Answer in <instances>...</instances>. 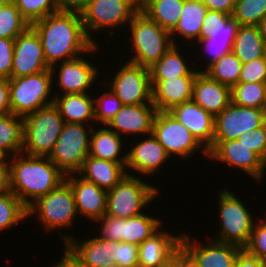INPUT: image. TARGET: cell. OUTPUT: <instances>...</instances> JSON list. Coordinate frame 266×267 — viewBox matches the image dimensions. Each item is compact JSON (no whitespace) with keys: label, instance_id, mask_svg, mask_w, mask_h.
<instances>
[{"label":"cell","instance_id":"d6a6232c","mask_svg":"<svg viewBox=\"0 0 266 267\" xmlns=\"http://www.w3.org/2000/svg\"><path fill=\"white\" fill-rule=\"evenodd\" d=\"M185 0H145L140 11L164 30L172 32L177 26Z\"/></svg>","mask_w":266,"mask_h":267},{"label":"cell","instance_id":"8fae6325","mask_svg":"<svg viewBox=\"0 0 266 267\" xmlns=\"http://www.w3.org/2000/svg\"><path fill=\"white\" fill-rule=\"evenodd\" d=\"M152 133L170 157L190 158L200 148L205 158L208 157V150L169 111L156 112Z\"/></svg>","mask_w":266,"mask_h":267},{"label":"cell","instance_id":"ac0fdd59","mask_svg":"<svg viewBox=\"0 0 266 267\" xmlns=\"http://www.w3.org/2000/svg\"><path fill=\"white\" fill-rule=\"evenodd\" d=\"M156 112L154 104L124 105L106 126L120 136L123 134L146 136L152 134Z\"/></svg>","mask_w":266,"mask_h":267},{"label":"cell","instance_id":"03108f58","mask_svg":"<svg viewBox=\"0 0 266 267\" xmlns=\"http://www.w3.org/2000/svg\"><path fill=\"white\" fill-rule=\"evenodd\" d=\"M145 0H138L139 5H141Z\"/></svg>","mask_w":266,"mask_h":267},{"label":"cell","instance_id":"44dd1931","mask_svg":"<svg viewBox=\"0 0 266 267\" xmlns=\"http://www.w3.org/2000/svg\"><path fill=\"white\" fill-rule=\"evenodd\" d=\"M58 72V86L63 94L73 93H89L87 90L91 88L93 83L97 80L98 74H100L96 66L91 64V61L81 57L75 59L60 62ZM95 80V81H94Z\"/></svg>","mask_w":266,"mask_h":267},{"label":"cell","instance_id":"ee69618b","mask_svg":"<svg viewBox=\"0 0 266 267\" xmlns=\"http://www.w3.org/2000/svg\"><path fill=\"white\" fill-rule=\"evenodd\" d=\"M237 140L255 152L266 163V123L241 135Z\"/></svg>","mask_w":266,"mask_h":267},{"label":"cell","instance_id":"91938a15","mask_svg":"<svg viewBox=\"0 0 266 267\" xmlns=\"http://www.w3.org/2000/svg\"><path fill=\"white\" fill-rule=\"evenodd\" d=\"M259 32L261 33V36L266 44V16L259 22L257 25Z\"/></svg>","mask_w":266,"mask_h":267},{"label":"cell","instance_id":"ffe728a7","mask_svg":"<svg viewBox=\"0 0 266 267\" xmlns=\"http://www.w3.org/2000/svg\"><path fill=\"white\" fill-rule=\"evenodd\" d=\"M146 137L148 138L132 146L127 153L125 166L127 174L129 173V169H132L134 172L140 173V175H145V177L146 175L152 176L170 158L165 148L159 143L153 133Z\"/></svg>","mask_w":266,"mask_h":267},{"label":"cell","instance_id":"2e32d148","mask_svg":"<svg viewBox=\"0 0 266 267\" xmlns=\"http://www.w3.org/2000/svg\"><path fill=\"white\" fill-rule=\"evenodd\" d=\"M190 238L182 233L181 250L197 267H235L237 257L243 250L239 246L212 239L206 244H195Z\"/></svg>","mask_w":266,"mask_h":267},{"label":"cell","instance_id":"ba28073f","mask_svg":"<svg viewBox=\"0 0 266 267\" xmlns=\"http://www.w3.org/2000/svg\"><path fill=\"white\" fill-rule=\"evenodd\" d=\"M89 126V127H88ZM93 125L65 123L48 158L65 174L78 173L89 155ZM87 128H89L87 130Z\"/></svg>","mask_w":266,"mask_h":267},{"label":"cell","instance_id":"c3c4849f","mask_svg":"<svg viewBox=\"0 0 266 267\" xmlns=\"http://www.w3.org/2000/svg\"><path fill=\"white\" fill-rule=\"evenodd\" d=\"M14 39L0 37V78H11Z\"/></svg>","mask_w":266,"mask_h":267},{"label":"cell","instance_id":"7dc6e473","mask_svg":"<svg viewBox=\"0 0 266 267\" xmlns=\"http://www.w3.org/2000/svg\"><path fill=\"white\" fill-rule=\"evenodd\" d=\"M101 223L100 236L103 239L122 242V218L103 215L96 220Z\"/></svg>","mask_w":266,"mask_h":267},{"label":"cell","instance_id":"74e56055","mask_svg":"<svg viewBox=\"0 0 266 267\" xmlns=\"http://www.w3.org/2000/svg\"><path fill=\"white\" fill-rule=\"evenodd\" d=\"M28 219L27 207L11 191L0 193V231Z\"/></svg>","mask_w":266,"mask_h":267},{"label":"cell","instance_id":"f1b7e54d","mask_svg":"<svg viewBox=\"0 0 266 267\" xmlns=\"http://www.w3.org/2000/svg\"><path fill=\"white\" fill-rule=\"evenodd\" d=\"M104 125L103 128L92 129L90 136L89 156L104 159L111 162L122 164L124 167L127 162V153L122 154V136L110 130Z\"/></svg>","mask_w":266,"mask_h":267},{"label":"cell","instance_id":"9c48e42d","mask_svg":"<svg viewBox=\"0 0 266 267\" xmlns=\"http://www.w3.org/2000/svg\"><path fill=\"white\" fill-rule=\"evenodd\" d=\"M27 212L28 217L37 213L38 220L48 231L69 228L77 215L71 186L66 181L62 182L47 195L39 197L27 208Z\"/></svg>","mask_w":266,"mask_h":267},{"label":"cell","instance_id":"e0dca14e","mask_svg":"<svg viewBox=\"0 0 266 267\" xmlns=\"http://www.w3.org/2000/svg\"><path fill=\"white\" fill-rule=\"evenodd\" d=\"M74 175V176H73ZM78 173L65 176V181L71 186L75 198L77 214L95 221L106 214L107 191L99 188L79 176Z\"/></svg>","mask_w":266,"mask_h":267},{"label":"cell","instance_id":"7bdbcfd3","mask_svg":"<svg viewBox=\"0 0 266 267\" xmlns=\"http://www.w3.org/2000/svg\"><path fill=\"white\" fill-rule=\"evenodd\" d=\"M255 222L248 245L244 248L249 254L266 261V223Z\"/></svg>","mask_w":266,"mask_h":267},{"label":"cell","instance_id":"6125c7cd","mask_svg":"<svg viewBox=\"0 0 266 267\" xmlns=\"http://www.w3.org/2000/svg\"><path fill=\"white\" fill-rule=\"evenodd\" d=\"M7 158L8 156L0 150V163L4 162Z\"/></svg>","mask_w":266,"mask_h":267},{"label":"cell","instance_id":"52a82bcc","mask_svg":"<svg viewBox=\"0 0 266 267\" xmlns=\"http://www.w3.org/2000/svg\"><path fill=\"white\" fill-rule=\"evenodd\" d=\"M154 185L128 173L111 190L107 191L106 215L127 219L142 214L159 194ZM143 208V210H142Z\"/></svg>","mask_w":266,"mask_h":267},{"label":"cell","instance_id":"3957f363","mask_svg":"<svg viewBox=\"0 0 266 267\" xmlns=\"http://www.w3.org/2000/svg\"><path fill=\"white\" fill-rule=\"evenodd\" d=\"M128 26L131 31V52L134 49V55L128 60L130 63L150 68L173 46L170 32L141 11Z\"/></svg>","mask_w":266,"mask_h":267},{"label":"cell","instance_id":"5bb4252c","mask_svg":"<svg viewBox=\"0 0 266 267\" xmlns=\"http://www.w3.org/2000/svg\"><path fill=\"white\" fill-rule=\"evenodd\" d=\"M50 68L45 60L41 40L29 26L14 39L11 78L37 74Z\"/></svg>","mask_w":266,"mask_h":267},{"label":"cell","instance_id":"6da1fadb","mask_svg":"<svg viewBox=\"0 0 266 267\" xmlns=\"http://www.w3.org/2000/svg\"><path fill=\"white\" fill-rule=\"evenodd\" d=\"M38 34L47 64L54 78L57 64L90 54L99 46L87 36L80 14L56 12L30 25ZM96 50V51H95ZM87 52V53H86Z\"/></svg>","mask_w":266,"mask_h":267},{"label":"cell","instance_id":"6f0895ef","mask_svg":"<svg viewBox=\"0 0 266 267\" xmlns=\"http://www.w3.org/2000/svg\"><path fill=\"white\" fill-rule=\"evenodd\" d=\"M105 252H106V259H110L111 261L115 262V256L117 252V241L107 240L105 239Z\"/></svg>","mask_w":266,"mask_h":267},{"label":"cell","instance_id":"cb8c5ba5","mask_svg":"<svg viewBox=\"0 0 266 267\" xmlns=\"http://www.w3.org/2000/svg\"><path fill=\"white\" fill-rule=\"evenodd\" d=\"M192 101L216 117L232 102L231 88L199 71L193 84Z\"/></svg>","mask_w":266,"mask_h":267},{"label":"cell","instance_id":"7a4b0ae2","mask_svg":"<svg viewBox=\"0 0 266 267\" xmlns=\"http://www.w3.org/2000/svg\"><path fill=\"white\" fill-rule=\"evenodd\" d=\"M65 176L48 156L25 153L10 156L11 192L27 208L39 197L56 189L65 181Z\"/></svg>","mask_w":266,"mask_h":267},{"label":"cell","instance_id":"5b68a950","mask_svg":"<svg viewBox=\"0 0 266 267\" xmlns=\"http://www.w3.org/2000/svg\"><path fill=\"white\" fill-rule=\"evenodd\" d=\"M219 231L213 240L221 243L233 244L244 249L250 240L255 222L243 201L226 188L219 194Z\"/></svg>","mask_w":266,"mask_h":267},{"label":"cell","instance_id":"d4e9b609","mask_svg":"<svg viewBox=\"0 0 266 267\" xmlns=\"http://www.w3.org/2000/svg\"><path fill=\"white\" fill-rule=\"evenodd\" d=\"M239 23L231 17L227 21V25L225 27H217V28H202L200 32L199 42L198 44H202L205 46L204 50L207 51L208 55H210L209 61H207V65L204 70H200V72H204L209 66L214 64L217 60H220L225 54L232 52L234 39L236 37Z\"/></svg>","mask_w":266,"mask_h":267},{"label":"cell","instance_id":"30bf717a","mask_svg":"<svg viewBox=\"0 0 266 267\" xmlns=\"http://www.w3.org/2000/svg\"><path fill=\"white\" fill-rule=\"evenodd\" d=\"M140 11L138 0H91L80 14L88 38L96 44L93 32L129 24Z\"/></svg>","mask_w":266,"mask_h":267},{"label":"cell","instance_id":"7402d4cb","mask_svg":"<svg viewBox=\"0 0 266 267\" xmlns=\"http://www.w3.org/2000/svg\"><path fill=\"white\" fill-rule=\"evenodd\" d=\"M163 230L160 228L139 245L138 267H160L181 250L182 234L174 236Z\"/></svg>","mask_w":266,"mask_h":267},{"label":"cell","instance_id":"9f6ffc18","mask_svg":"<svg viewBox=\"0 0 266 267\" xmlns=\"http://www.w3.org/2000/svg\"><path fill=\"white\" fill-rule=\"evenodd\" d=\"M52 267H83L72 255H70L65 249L62 259Z\"/></svg>","mask_w":266,"mask_h":267},{"label":"cell","instance_id":"e575fe53","mask_svg":"<svg viewBox=\"0 0 266 267\" xmlns=\"http://www.w3.org/2000/svg\"><path fill=\"white\" fill-rule=\"evenodd\" d=\"M22 149L23 117L13 113L0 115V150L10 157L22 153Z\"/></svg>","mask_w":266,"mask_h":267},{"label":"cell","instance_id":"1f68e13d","mask_svg":"<svg viewBox=\"0 0 266 267\" xmlns=\"http://www.w3.org/2000/svg\"><path fill=\"white\" fill-rule=\"evenodd\" d=\"M266 44L258 26L240 25L234 39L232 52L241 63L264 57Z\"/></svg>","mask_w":266,"mask_h":267},{"label":"cell","instance_id":"8d00e7d4","mask_svg":"<svg viewBox=\"0 0 266 267\" xmlns=\"http://www.w3.org/2000/svg\"><path fill=\"white\" fill-rule=\"evenodd\" d=\"M242 63L233 53L225 54L204 72L212 79L232 88L239 83Z\"/></svg>","mask_w":266,"mask_h":267},{"label":"cell","instance_id":"d6986e66","mask_svg":"<svg viewBox=\"0 0 266 267\" xmlns=\"http://www.w3.org/2000/svg\"><path fill=\"white\" fill-rule=\"evenodd\" d=\"M169 112L187 127L207 150L213 146L215 117L212 114L192 100L173 107Z\"/></svg>","mask_w":266,"mask_h":267},{"label":"cell","instance_id":"f907efd6","mask_svg":"<svg viewBox=\"0 0 266 267\" xmlns=\"http://www.w3.org/2000/svg\"><path fill=\"white\" fill-rule=\"evenodd\" d=\"M91 0H56L59 12L81 14Z\"/></svg>","mask_w":266,"mask_h":267},{"label":"cell","instance_id":"f35d334b","mask_svg":"<svg viewBox=\"0 0 266 267\" xmlns=\"http://www.w3.org/2000/svg\"><path fill=\"white\" fill-rule=\"evenodd\" d=\"M30 24L21 16L13 1L0 3V37L15 39Z\"/></svg>","mask_w":266,"mask_h":267},{"label":"cell","instance_id":"f6af8a7d","mask_svg":"<svg viewBox=\"0 0 266 267\" xmlns=\"http://www.w3.org/2000/svg\"><path fill=\"white\" fill-rule=\"evenodd\" d=\"M239 82L266 83V60L261 57L242 64Z\"/></svg>","mask_w":266,"mask_h":267},{"label":"cell","instance_id":"f5cc1de1","mask_svg":"<svg viewBox=\"0 0 266 267\" xmlns=\"http://www.w3.org/2000/svg\"><path fill=\"white\" fill-rule=\"evenodd\" d=\"M11 113L9 78H0V115Z\"/></svg>","mask_w":266,"mask_h":267},{"label":"cell","instance_id":"836d02e7","mask_svg":"<svg viewBox=\"0 0 266 267\" xmlns=\"http://www.w3.org/2000/svg\"><path fill=\"white\" fill-rule=\"evenodd\" d=\"M161 222L158 217L154 218L144 212L127 219L122 218V242L139 246L161 228Z\"/></svg>","mask_w":266,"mask_h":267},{"label":"cell","instance_id":"db71d44e","mask_svg":"<svg viewBox=\"0 0 266 267\" xmlns=\"http://www.w3.org/2000/svg\"><path fill=\"white\" fill-rule=\"evenodd\" d=\"M235 267H266V261L260 260L243 249L237 257Z\"/></svg>","mask_w":266,"mask_h":267},{"label":"cell","instance_id":"4dcf8cb0","mask_svg":"<svg viewBox=\"0 0 266 267\" xmlns=\"http://www.w3.org/2000/svg\"><path fill=\"white\" fill-rule=\"evenodd\" d=\"M180 45H173L150 69L151 80H167L181 76H197L194 70L181 55ZM192 68V69H191Z\"/></svg>","mask_w":266,"mask_h":267},{"label":"cell","instance_id":"681fc988","mask_svg":"<svg viewBox=\"0 0 266 267\" xmlns=\"http://www.w3.org/2000/svg\"><path fill=\"white\" fill-rule=\"evenodd\" d=\"M232 14L221 11L208 10L205 19L202 22V28L225 27Z\"/></svg>","mask_w":266,"mask_h":267},{"label":"cell","instance_id":"603a6c76","mask_svg":"<svg viewBox=\"0 0 266 267\" xmlns=\"http://www.w3.org/2000/svg\"><path fill=\"white\" fill-rule=\"evenodd\" d=\"M196 76H181L167 80H151L152 103L157 111H170L173 107L192 100Z\"/></svg>","mask_w":266,"mask_h":267},{"label":"cell","instance_id":"7c38bea8","mask_svg":"<svg viewBox=\"0 0 266 267\" xmlns=\"http://www.w3.org/2000/svg\"><path fill=\"white\" fill-rule=\"evenodd\" d=\"M105 82L124 105L153 104L150 69L128 61Z\"/></svg>","mask_w":266,"mask_h":267},{"label":"cell","instance_id":"4fadbf2b","mask_svg":"<svg viewBox=\"0 0 266 267\" xmlns=\"http://www.w3.org/2000/svg\"><path fill=\"white\" fill-rule=\"evenodd\" d=\"M266 123L263 109L242 107L234 103L215 117V134L213 141L234 140Z\"/></svg>","mask_w":266,"mask_h":267},{"label":"cell","instance_id":"b9f144b4","mask_svg":"<svg viewBox=\"0 0 266 267\" xmlns=\"http://www.w3.org/2000/svg\"><path fill=\"white\" fill-rule=\"evenodd\" d=\"M101 86H105L109 91L94 99L95 122L106 126L124 104L105 84Z\"/></svg>","mask_w":266,"mask_h":267},{"label":"cell","instance_id":"816d5d0a","mask_svg":"<svg viewBox=\"0 0 266 267\" xmlns=\"http://www.w3.org/2000/svg\"><path fill=\"white\" fill-rule=\"evenodd\" d=\"M208 10L233 14L237 0H202Z\"/></svg>","mask_w":266,"mask_h":267},{"label":"cell","instance_id":"277c9868","mask_svg":"<svg viewBox=\"0 0 266 267\" xmlns=\"http://www.w3.org/2000/svg\"><path fill=\"white\" fill-rule=\"evenodd\" d=\"M65 121L54 104L38 109L23 118L22 153L49 156L61 134Z\"/></svg>","mask_w":266,"mask_h":267},{"label":"cell","instance_id":"680465c9","mask_svg":"<svg viewBox=\"0 0 266 267\" xmlns=\"http://www.w3.org/2000/svg\"><path fill=\"white\" fill-rule=\"evenodd\" d=\"M178 267H197V266L182 250H180L178 252Z\"/></svg>","mask_w":266,"mask_h":267},{"label":"cell","instance_id":"f546056e","mask_svg":"<svg viewBox=\"0 0 266 267\" xmlns=\"http://www.w3.org/2000/svg\"><path fill=\"white\" fill-rule=\"evenodd\" d=\"M207 11L208 9L202 0H185L180 13L179 22L170 33L173 45H177V40L175 39H177L176 36L179 35L182 36V39L185 38L187 41H199L202 22L205 19Z\"/></svg>","mask_w":266,"mask_h":267},{"label":"cell","instance_id":"94428289","mask_svg":"<svg viewBox=\"0 0 266 267\" xmlns=\"http://www.w3.org/2000/svg\"><path fill=\"white\" fill-rule=\"evenodd\" d=\"M160 267H178V253L166 264L161 265Z\"/></svg>","mask_w":266,"mask_h":267},{"label":"cell","instance_id":"e7e4bbea","mask_svg":"<svg viewBox=\"0 0 266 267\" xmlns=\"http://www.w3.org/2000/svg\"><path fill=\"white\" fill-rule=\"evenodd\" d=\"M11 1H13V0H0V3H2V2H11Z\"/></svg>","mask_w":266,"mask_h":267},{"label":"cell","instance_id":"60d3db41","mask_svg":"<svg viewBox=\"0 0 266 267\" xmlns=\"http://www.w3.org/2000/svg\"><path fill=\"white\" fill-rule=\"evenodd\" d=\"M21 16L31 25L58 12L56 0H13Z\"/></svg>","mask_w":266,"mask_h":267},{"label":"cell","instance_id":"bcb514c9","mask_svg":"<svg viewBox=\"0 0 266 267\" xmlns=\"http://www.w3.org/2000/svg\"><path fill=\"white\" fill-rule=\"evenodd\" d=\"M139 246L133 243L117 241V252L115 263L121 267H138L139 266Z\"/></svg>","mask_w":266,"mask_h":267},{"label":"cell","instance_id":"8992f818","mask_svg":"<svg viewBox=\"0 0 266 267\" xmlns=\"http://www.w3.org/2000/svg\"><path fill=\"white\" fill-rule=\"evenodd\" d=\"M51 70L9 79L10 107L14 115L25 117L53 104ZM50 94L51 99L50 98Z\"/></svg>","mask_w":266,"mask_h":267},{"label":"cell","instance_id":"4316f807","mask_svg":"<svg viewBox=\"0 0 266 267\" xmlns=\"http://www.w3.org/2000/svg\"><path fill=\"white\" fill-rule=\"evenodd\" d=\"M55 94L53 104L65 123L95 122L94 98L89 93Z\"/></svg>","mask_w":266,"mask_h":267},{"label":"cell","instance_id":"83f0119b","mask_svg":"<svg viewBox=\"0 0 266 267\" xmlns=\"http://www.w3.org/2000/svg\"><path fill=\"white\" fill-rule=\"evenodd\" d=\"M78 173L85 180L93 182L106 191L116 186L127 174L122 164L89 155Z\"/></svg>","mask_w":266,"mask_h":267},{"label":"cell","instance_id":"ab89813d","mask_svg":"<svg viewBox=\"0 0 266 267\" xmlns=\"http://www.w3.org/2000/svg\"><path fill=\"white\" fill-rule=\"evenodd\" d=\"M266 16V0H237L232 17L239 25L257 26Z\"/></svg>","mask_w":266,"mask_h":267},{"label":"cell","instance_id":"9a60e30c","mask_svg":"<svg viewBox=\"0 0 266 267\" xmlns=\"http://www.w3.org/2000/svg\"><path fill=\"white\" fill-rule=\"evenodd\" d=\"M208 158L240 168L245 173L260 182L264 178L266 163L246 145L237 139L228 141H213V146L208 150ZM265 170V171H264Z\"/></svg>","mask_w":266,"mask_h":267},{"label":"cell","instance_id":"d590c367","mask_svg":"<svg viewBox=\"0 0 266 267\" xmlns=\"http://www.w3.org/2000/svg\"><path fill=\"white\" fill-rule=\"evenodd\" d=\"M232 103L250 108L265 109L266 83L239 82L231 88Z\"/></svg>","mask_w":266,"mask_h":267},{"label":"cell","instance_id":"484cf974","mask_svg":"<svg viewBox=\"0 0 266 267\" xmlns=\"http://www.w3.org/2000/svg\"><path fill=\"white\" fill-rule=\"evenodd\" d=\"M60 239L64 241V249L83 267H100L113 263L105 258V239L102 237L95 236L88 240L78 241L74 236L62 234Z\"/></svg>","mask_w":266,"mask_h":267},{"label":"cell","instance_id":"11a10c76","mask_svg":"<svg viewBox=\"0 0 266 267\" xmlns=\"http://www.w3.org/2000/svg\"><path fill=\"white\" fill-rule=\"evenodd\" d=\"M11 191L10 157L0 163V193Z\"/></svg>","mask_w":266,"mask_h":267},{"label":"cell","instance_id":"be15d7a7","mask_svg":"<svg viewBox=\"0 0 266 267\" xmlns=\"http://www.w3.org/2000/svg\"><path fill=\"white\" fill-rule=\"evenodd\" d=\"M100 267H121L118 263L113 262L110 265L100 266Z\"/></svg>","mask_w":266,"mask_h":267}]
</instances>
